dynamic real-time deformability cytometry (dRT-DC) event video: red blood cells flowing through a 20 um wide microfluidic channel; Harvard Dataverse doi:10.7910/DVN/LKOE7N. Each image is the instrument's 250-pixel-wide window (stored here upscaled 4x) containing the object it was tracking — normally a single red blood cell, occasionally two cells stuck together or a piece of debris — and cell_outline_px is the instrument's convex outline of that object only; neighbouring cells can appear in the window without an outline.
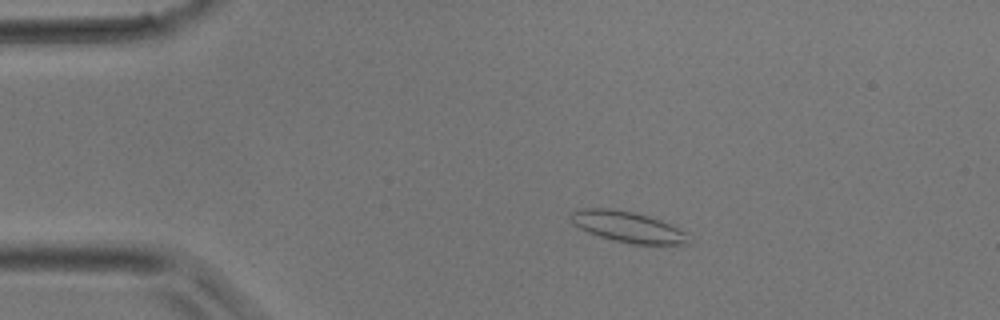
{"species": "common noctule bat (a hibernating species)", "species_latin": "Nyctalus noctula", "temperature_condition": "room temperature", "stored_images_in_passage": 33, "camera_frame_rate_fps": 3000, "um_per_image_px": 0.085, "animal": {"sex": "male", "body_mass_g": 17.9}, "frame": {"image": 1, "passage_image": 1, "time_ms": 0.0, "image_size_px": [1000, 320], "cell_outline_px": [[688, 244], [632, 244], [600, 236], [588, 232], [580, 228], [568, 216], [576, 208], [608, 208], [636, 212], [660, 220], [684, 232]], "centroid_in_image_um": [53.29, 19.26], "position_along_channel_um": 31.7, "area_um2": 20.69}}
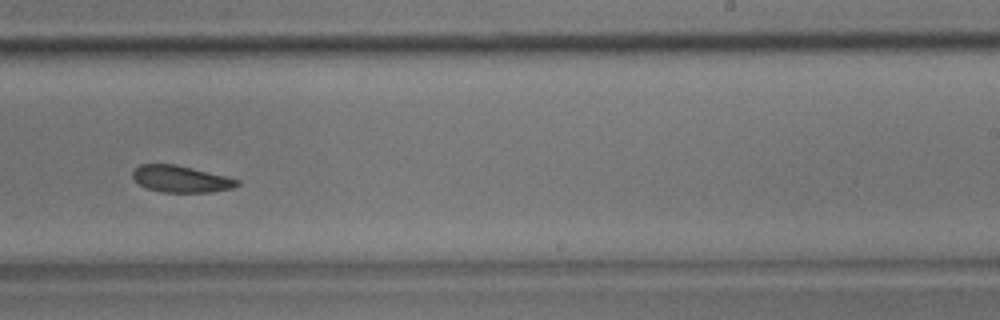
{"frame": {"image": 2, "passage_image": 18, "time_ms": 5.667, "image_size_px": [1000, 320], "cell_outline_px": [[240, 184], [232, 188], [208, 192], [164, 192], [148, 188], [140, 184], [132, 176], [132, 172], [140, 164], [176, 164], [240, 180]], "centroid_in_image_um": [15.37, 15.21], "position_along_channel_um": 273.6, "area_um2": 15.95}}
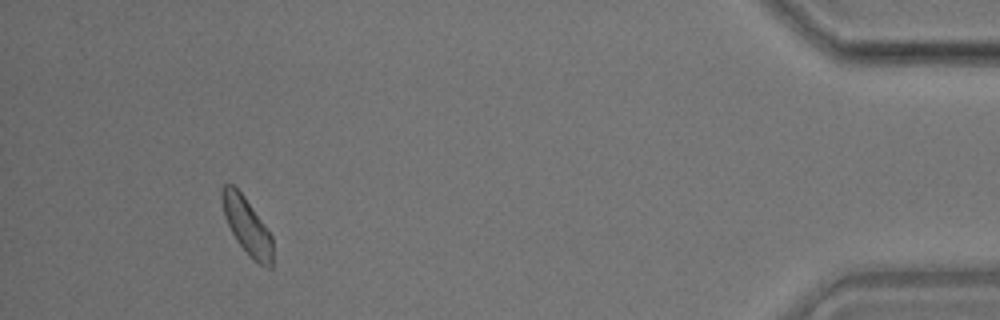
{"frame": {"image": 3, "passage_image": 30, "time_ms": 9.667, "image_size_px": [1000, 320], "cell_outline_px": [[272, 268], [268, 268], [260, 264], [236, 240], [224, 216], [220, 196], [220, 192], [224, 184], [232, 184], [244, 196], [272, 236]], "centroid_in_image_um": [20.97, 19.16], "position_along_channel_um": 414.2, "area_um2": 16.3}}